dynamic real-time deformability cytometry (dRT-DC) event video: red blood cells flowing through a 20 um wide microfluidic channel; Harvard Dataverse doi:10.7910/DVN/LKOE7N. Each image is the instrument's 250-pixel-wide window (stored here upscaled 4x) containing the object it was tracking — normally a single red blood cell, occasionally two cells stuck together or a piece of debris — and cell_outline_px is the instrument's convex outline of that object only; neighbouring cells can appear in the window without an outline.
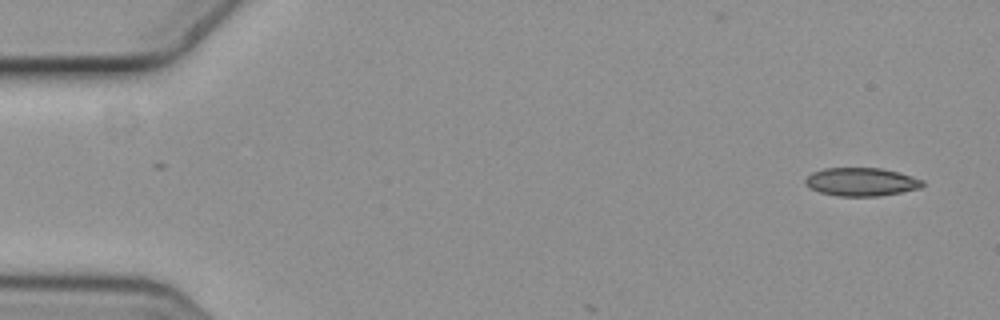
{"species": "common noctule bat (a hibernating species)", "species_latin": "Nyctalus noctula", "temperature_condition": "cold", "stored_images_in_passage": 3, "camera_frame_rate_fps": 3000, "um_per_image_px": 0.085, "animal": {"sex": "female", "body_mass_g": 19.3, "forearm_length_mm": 54.1}, "frame": {"image": 1, "passage_image": 1, "time_ms": 0.0, "image_size_px": [1000, 320], "cell_outline_px": [[924, 184], [920, 188], [880, 196], [840, 196], [820, 192], [812, 188], [804, 180], [812, 172], [824, 168], [880, 168], [912, 176], [924, 180]], "centroid_in_image_um": [73.23, 15.45], "position_along_channel_um": 11.8, "area_um2": 19.07}}